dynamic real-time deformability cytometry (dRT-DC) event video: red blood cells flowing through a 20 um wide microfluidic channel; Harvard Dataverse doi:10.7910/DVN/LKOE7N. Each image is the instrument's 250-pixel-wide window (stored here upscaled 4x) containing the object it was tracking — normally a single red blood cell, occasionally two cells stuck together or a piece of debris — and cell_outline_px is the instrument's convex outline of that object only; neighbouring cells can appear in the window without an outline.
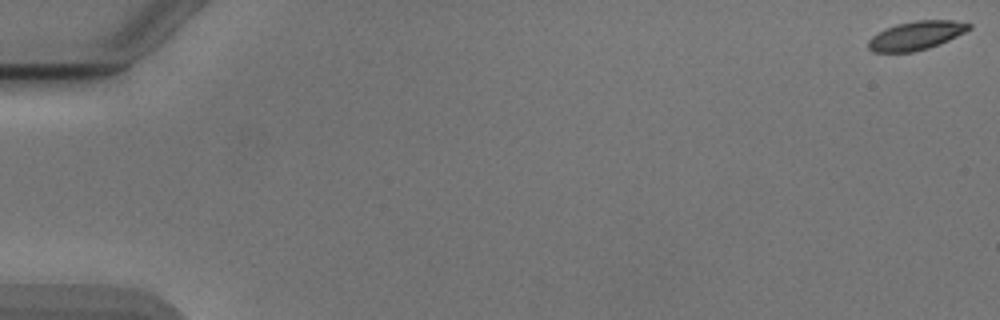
{"species": "Egyptian fruit bat (a non-hibernating species)", "species_latin": "Rousettus aegyptiacus", "temperature_condition": "cold", "stored_images_in_passage": 54, "camera_frame_rate_fps": 3000, "um_per_image_px": 0.085, "animal": {"sex": "male"}, "frame": {"image": 1, "passage_image": 1, "time_ms": 0.0, "image_size_px": [1000, 320], "cell_outline_px": [[972, 28], [948, 40], [928, 48], [912, 52], [872, 52], [868, 48], [868, 40], [872, 36], [896, 24], [916, 20], [952, 20], [972, 24]], "centroid_in_image_um": [77.87, 3.02], "position_along_channel_um": 7.1, "area_um2": 16.65}}
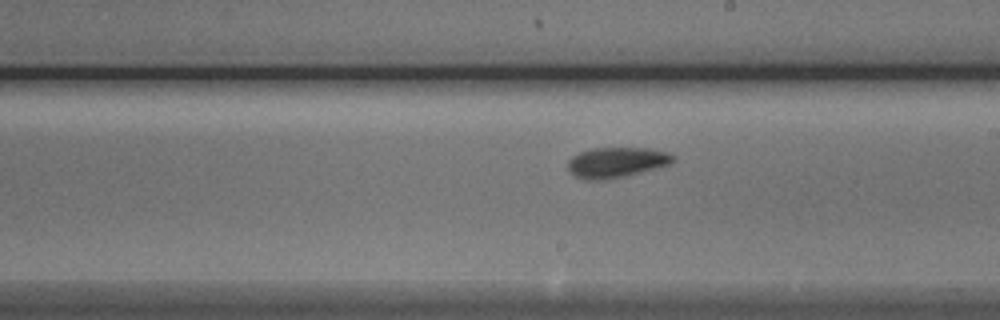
{"frame": {"image": 2, "passage_image": 32, "time_ms": 10.333, "image_size_px": [1000, 320], "cell_outline_px": [[676, 160], [672, 164], [608, 180], [584, 180], [568, 172], [568, 160], [572, 156], [580, 152], [592, 148], [648, 148], [668, 152], [676, 156]], "centroid_in_image_um": [52.41, 13.8], "position_along_channel_um": 236.6, "area_um2": 18.84}}
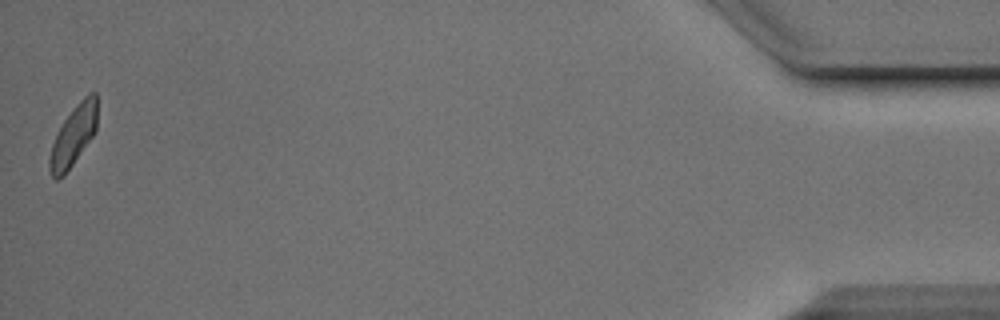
{"frame": {"image": 3, "passage_image": 54, "time_ms": 17.667, "image_size_px": [1000, 320], "cell_outline_px": [[96, 132], [64, 176], [56, 180], [52, 176], [48, 168], [48, 160], [52, 144], [64, 120], [76, 104], [88, 92], [96, 92]], "centroid_in_image_um": [6.23, 11.56], "position_along_channel_um": 429.0, "area_um2": 16.65}, "authors_computed_cell_mechanics": {"area_um2": 17.6001, "velocity_mm_per_s": 3.8603, "shape_relaxation_time_tau1_ms": 2.9125, "shape_relaxation_time_tau2_ms": 2.0903, "deformation_change_tau1": 0.1209, "deformation_change_tau2": 0.0679}}